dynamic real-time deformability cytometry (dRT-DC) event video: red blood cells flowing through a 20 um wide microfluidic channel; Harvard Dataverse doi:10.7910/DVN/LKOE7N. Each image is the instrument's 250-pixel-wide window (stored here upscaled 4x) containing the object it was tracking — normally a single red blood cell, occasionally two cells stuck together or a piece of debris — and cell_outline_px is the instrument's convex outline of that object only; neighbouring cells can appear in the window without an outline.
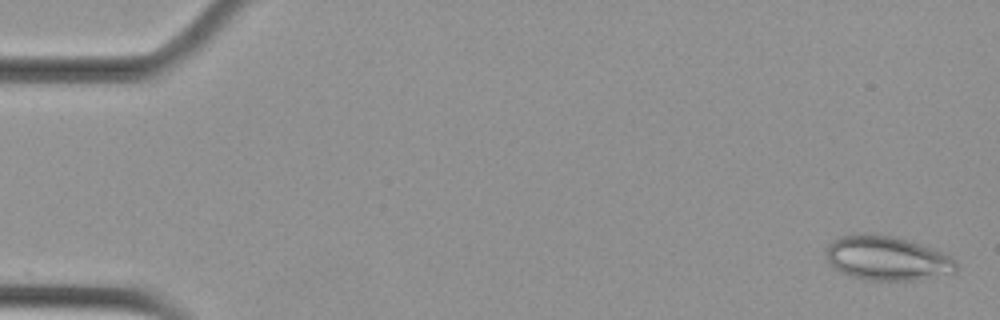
{"species": "Egyptian fruit bat (a non-hibernating species)", "species_latin": "Rousettus aegyptiacus", "temperature_condition": "cold", "stored_images_in_passage": 54, "camera_frame_rate_fps": 3000, "um_per_image_px": 0.085, "animal": {"sex": "female"}, "frame": {"image": 1, "passage_image": 2, "time_ms": 0.333, "image_size_px": [1000, 320], "cell_outline_px": [[956, 272], [916, 280], [872, 280], [852, 276], [840, 272], [832, 268], [828, 260], [828, 244], [832, 240], [840, 236], [892, 236], [920, 244], [944, 252], [952, 256], [956, 260]], "centroid_in_image_um": [75.44, 21.98], "position_along_channel_um": 9.6, "area_um2": 32.83}}
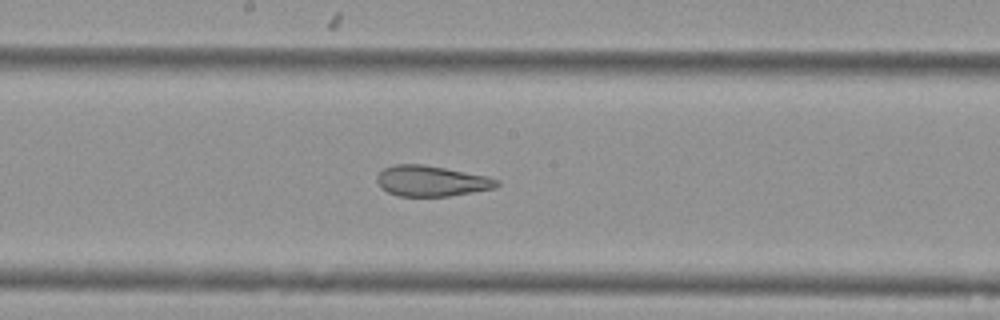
{"frame": {"image": 2, "passage_image": 29, "time_ms": 9.333, "image_size_px": [1000, 320], "cell_outline_px": [[500, 184], [496, 188], [448, 196], [400, 196], [388, 192], [380, 188], [376, 180], [376, 176], [384, 168], [392, 164], [424, 164], [484, 176], [500, 180]], "centroid_in_image_um": [36.63, 15.38], "position_along_channel_um": 211.6, "area_um2": 21.33}}
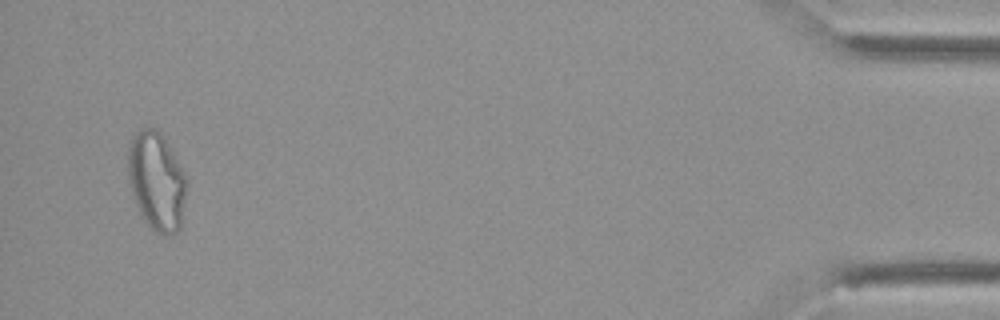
{"frame": {"image": 3, "passage_image": 52, "time_ms": 17.0, "image_size_px": [1000, 320], "cell_outline_px": [[188, 184], [180, 228], [172, 236], [164, 236], [156, 232], [148, 224], [140, 212], [136, 204], [128, 180], [128, 148], [132, 136], [140, 128], [156, 128], [164, 136], [184, 172], [188, 180]], "centroid_in_image_um": [13.33, 15.39], "position_along_channel_um": 421.9, "area_um2": 33.87}, "authors_computed_cell_mechanics": {"area_um2": 28.7266, "velocity_mm_per_s": 3.7899, "shape_relaxation_time_tau1_ms": null, "shape_relaxation_time_tau2_ms": 1.7401, "deformation_change_tau1": null, "deformation_change_tau2": 0.0812}}